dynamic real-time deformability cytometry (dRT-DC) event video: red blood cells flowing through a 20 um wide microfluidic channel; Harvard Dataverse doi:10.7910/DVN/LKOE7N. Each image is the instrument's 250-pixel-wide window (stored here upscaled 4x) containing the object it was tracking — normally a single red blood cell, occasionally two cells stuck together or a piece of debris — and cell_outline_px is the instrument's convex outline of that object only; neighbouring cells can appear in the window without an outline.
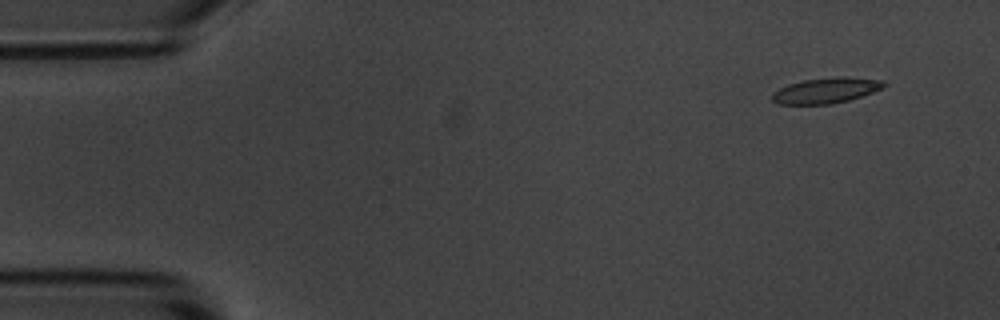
{"species": "common noctule bat (a hibernating species)", "species_latin": "Nyctalus noctula", "temperature_condition": "room temperature", "stored_images_in_passage": 4, "camera_frame_rate_fps": 3000, "um_per_image_px": 0.085, "animal": {"sex": "male", "body_mass_g": 20.1, "forearm_length_mm": 53.5}, "frame": {"image": 1, "passage_image": 1, "time_ms": 0.0, "image_size_px": [1000, 320], "cell_outline_px": [[888, 84], [884, 88], [848, 100], [832, 104], [780, 104], [772, 100], [772, 92], [788, 84], [804, 80], [836, 76], [844, 76], [884, 80]], "centroid_in_image_um": [70.24, 7.67], "position_along_channel_um": 14.8, "area_um2": 16.7}}
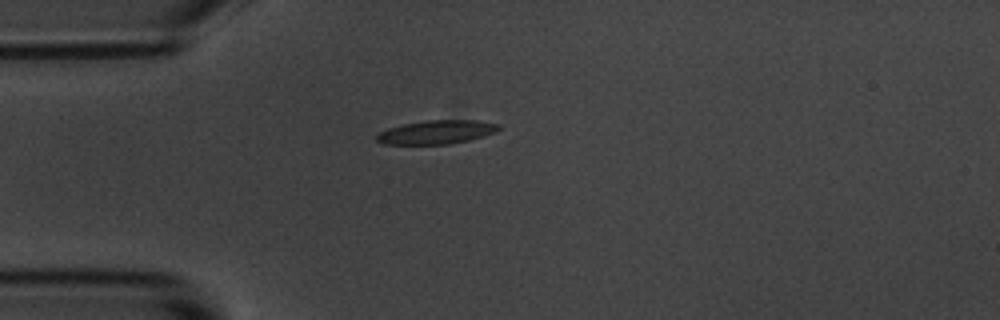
{"frame": {"image": 2, "passage_image": 4, "time_ms": 3.333, "image_size_px": [1000, 320], "cell_outline_px": [[500, 128], [496, 132], [484, 136], [468, 140], [448, 144], [384, 144], [376, 140], [376, 136], [380, 132], [388, 128], [404, 124], [428, 120], [480, 120], [500, 124]], "centroid_in_image_um": [37.14, 11.22], "position_along_channel_um": 47.9, "area_um2": 16.82}}